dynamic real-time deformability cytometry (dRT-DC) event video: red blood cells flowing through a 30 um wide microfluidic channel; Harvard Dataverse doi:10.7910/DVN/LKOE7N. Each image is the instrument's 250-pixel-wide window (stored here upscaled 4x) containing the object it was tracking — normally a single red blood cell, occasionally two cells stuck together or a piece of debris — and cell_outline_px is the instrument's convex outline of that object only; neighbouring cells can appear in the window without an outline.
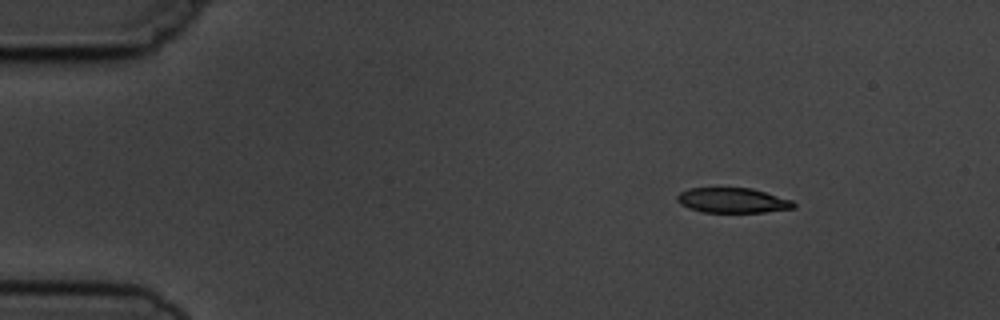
{"species": "common noctule bat (a hibernating species)", "species_latin": "Nyctalus noctula", "temperature_condition": "cold", "stored_images_in_passage": 6, "camera_frame_rate_fps": 3000, "um_per_image_px": 0.085, "animal": {"sex": "male", "body_mass_g": 19.5, "forearm_length_mm": 54.6}, "frame": {"image": 1, "passage_image": 1, "time_ms": 0.0, "image_size_px": [1000, 320], "cell_outline_px": [[796, 208], [764, 212], [704, 212], [688, 208], [680, 204], [676, 200], [676, 196], [680, 192], [688, 188], [752, 188], [792, 200], [796, 204]], "centroid_in_image_um": [62.26, 17.03], "position_along_channel_um": 22.7, "area_um2": 17.05}}
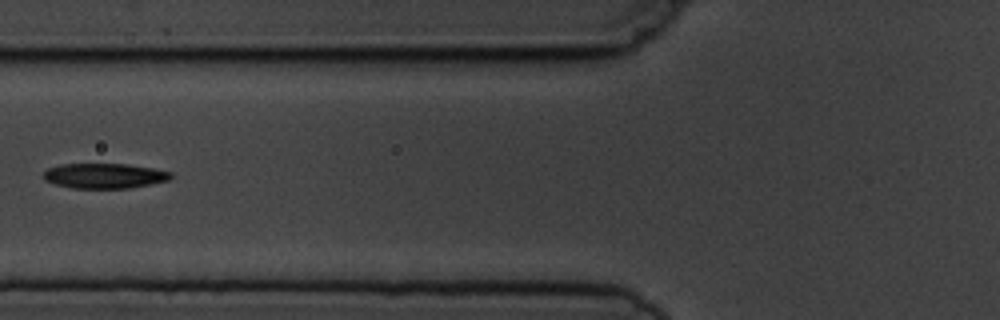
{"frame": {"image": 2, "passage_image": 5, "time_ms": 4.667, "image_size_px": [1000, 320], "cell_outline_px": [[172, 176], [168, 180], [128, 188], [72, 188], [56, 184], [44, 180], [44, 172], [48, 168], [60, 164], [128, 164], [152, 168], [172, 172]], "centroid_in_image_um": [8.86, 14.94], "position_along_channel_um": 116.9, "area_um2": 18.44}}
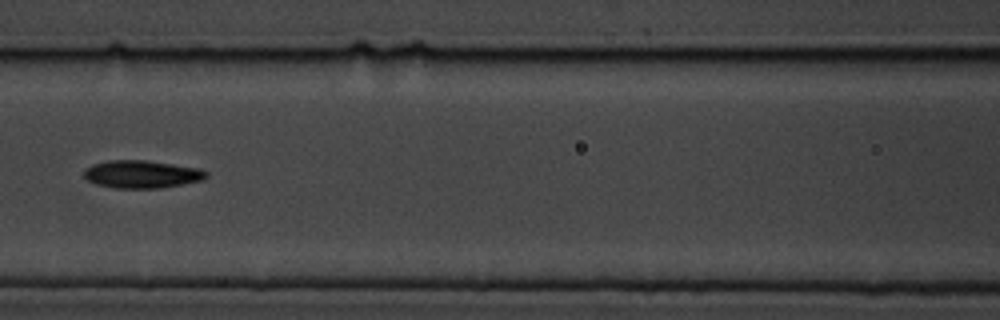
{"frame": {"image": 3, "passage_image": 6, "time_ms": 5.667, "image_size_px": [1000, 320], "cell_outline_px": [[208, 176], [204, 180], [160, 188], [112, 188], [96, 184], [88, 180], [84, 176], [84, 168], [92, 164], [108, 160], [144, 160], [200, 168], [208, 172]], "centroid_in_image_um": [12.05, 14.81], "position_along_channel_um": 154.6, "area_um2": 19.88}}